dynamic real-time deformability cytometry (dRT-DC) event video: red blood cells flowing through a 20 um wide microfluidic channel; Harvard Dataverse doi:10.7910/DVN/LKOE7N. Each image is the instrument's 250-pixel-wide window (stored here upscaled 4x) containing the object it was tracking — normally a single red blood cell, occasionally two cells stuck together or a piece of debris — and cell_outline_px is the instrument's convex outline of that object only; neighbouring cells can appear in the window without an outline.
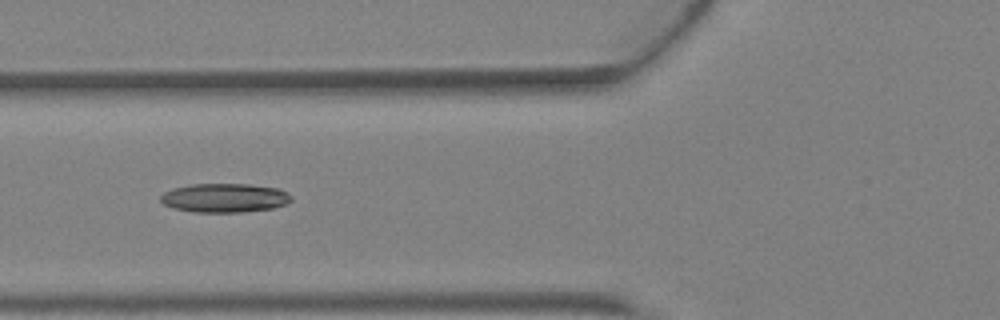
{"species": "Egyptian fruit bat (a non-hibernating species)", "species_latin": "Rousettus aegyptiacus", "temperature_condition": "warm", "stored_images_in_passage": 2, "camera_frame_rate_fps": 3000, "um_per_image_px": 0.085, "animal": {"sex": "female"}, "frame": {"image": 1, "passage_image": 2, "time_ms": 0.333, "image_size_px": [1000, 320], "cell_outline_px": [[292, 200], [288, 204], [272, 208], [240, 212], [192, 212], [172, 208], [164, 204], [160, 200], [160, 196], [164, 192], [172, 188], [192, 184], [248, 184], [280, 188], [288, 192], [292, 196]], "centroid_in_image_um": [19.11, 16.82], "position_along_channel_um": 106.7, "area_um2": 22.31}}